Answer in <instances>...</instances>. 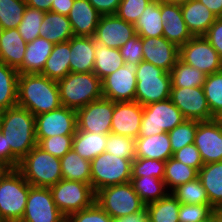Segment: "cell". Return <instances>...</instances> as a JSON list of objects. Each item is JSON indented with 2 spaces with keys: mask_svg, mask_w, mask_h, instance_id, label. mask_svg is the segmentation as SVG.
Instances as JSON below:
<instances>
[{
  "mask_svg": "<svg viewBox=\"0 0 222 222\" xmlns=\"http://www.w3.org/2000/svg\"><path fill=\"white\" fill-rule=\"evenodd\" d=\"M1 133L11 149V169L18 168L19 162L37 145L35 116L18 105L4 110Z\"/></svg>",
  "mask_w": 222,
  "mask_h": 222,
  "instance_id": "obj_1",
  "label": "cell"
},
{
  "mask_svg": "<svg viewBox=\"0 0 222 222\" xmlns=\"http://www.w3.org/2000/svg\"><path fill=\"white\" fill-rule=\"evenodd\" d=\"M17 105L34 116L56 110L62 106L57 81L36 74H19Z\"/></svg>",
  "mask_w": 222,
  "mask_h": 222,
  "instance_id": "obj_2",
  "label": "cell"
},
{
  "mask_svg": "<svg viewBox=\"0 0 222 222\" xmlns=\"http://www.w3.org/2000/svg\"><path fill=\"white\" fill-rule=\"evenodd\" d=\"M30 187L17 168L0 172V215L4 222L21 221Z\"/></svg>",
  "mask_w": 222,
  "mask_h": 222,
  "instance_id": "obj_3",
  "label": "cell"
},
{
  "mask_svg": "<svg viewBox=\"0 0 222 222\" xmlns=\"http://www.w3.org/2000/svg\"><path fill=\"white\" fill-rule=\"evenodd\" d=\"M57 85L62 106L76 111L103 97L101 80L94 72H70Z\"/></svg>",
  "mask_w": 222,
  "mask_h": 222,
  "instance_id": "obj_4",
  "label": "cell"
},
{
  "mask_svg": "<svg viewBox=\"0 0 222 222\" xmlns=\"http://www.w3.org/2000/svg\"><path fill=\"white\" fill-rule=\"evenodd\" d=\"M17 169L34 187H51L62 179L60 158L37 145L19 162Z\"/></svg>",
  "mask_w": 222,
  "mask_h": 222,
  "instance_id": "obj_5",
  "label": "cell"
},
{
  "mask_svg": "<svg viewBox=\"0 0 222 222\" xmlns=\"http://www.w3.org/2000/svg\"><path fill=\"white\" fill-rule=\"evenodd\" d=\"M135 101L146 106L170 98V73L150 62L141 61L136 71Z\"/></svg>",
  "mask_w": 222,
  "mask_h": 222,
  "instance_id": "obj_6",
  "label": "cell"
},
{
  "mask_svg": "<svg viewBox=\"0 0 222 222\" xmlns=\"http://www.w3.org/2000/svg\"><path fill=\"white\" fill-rule=\"evenodd\" d=\"M95 203L113 219L144 212L146 207L131 182L96 191Z\"/></svg>",
  "mask_w": 222,
  "mask_h": 222,
  "instance_id": "obj_7",
  "label": "cell"
},
{
  "mask_svg": "<svg viewBox=\"0 0 222 222\" xmlns=\"http://www.w3.org/2000/svg\"><path fill=\"white\" fill-rule=\"evenodd\" d=\"M132 161L107 152L95 157L90 161L93 191L131 182Z\"/></svg>",
  "mask_w": 222,
  "mask_h": 222,
  "instance_id": "obj_8",
  "label": "cell"
},
{
  "mask_svg": "<svg viewBox=\"0 0 222 222\" xmlns=\"http://www.w3.org/2000/svg\"><path fill=\"white\" fill-rule=\"evenodd\" d=\"M49 189L55 205L66 218L95 202V192L88 183L61 179Z\"/></svg>",
  "mask_w": 222,
  "mask_h": 222,
  "instance_id": "obj_9",
  "label": "cell"
},
{
  "mask_svg": "<svg viewBox=\"0 0 222 222\" xmlns=\"http://www.w3.org/2000/svg\"><path fill=\"white\" fill-rule=\"evenodd\" d=\"M184 120L181 111L172 103L170 98L143 106L138 137H150L163 132L168 133Z\"/></svg>",
  "mask_w": 222,
  "mask_h": 222,
  "instance_id": "obj_10",
  "label": "cell"
},
{
  "mask_svg": "<svg viewBox=\"0 0 222 222\" xmlns=\"http://www.w3.org/2000/svg\"><path fill=\"white\" fill-rule=\"evenodd\" d=\"M179 58L206 75L222 70V58L204 36L192 37L182 45Z\"/></svg>",
  "mask_w": 222,
  "mask_h": 222,
  "instance_id": "obj_11",
  "label": "cell"
},
{
  "mask_svg": "<svg viewBox=\"0 0 222 222\" xmlns=\"http://www.w3.org/2000/svg\"><path fill=\"white\" fill-rule=\"evenodd\" d=\"M20 222H66V217L55 205L49 187L31 186Z\"/></svg>",
  "mask_w": 222,
  "mask_h": 222,
  "instance_id": "obj_12",
  "label": "cell"
},
{
  "mask_svg": "<svg viewBox=\"0 0 222 222\" xmlns=\"http://www.w3.org/2000/svg\"><path fill=\"white\" fill-rule=\"evenodd\" d=\"M115 102L100 98L80 108L77 113V130L108 135L111 133V122Z\"/></svg>",
  "mask_w": 222,
  "mask_h": 222,
  "instance_id": "obj_13",
  "label": "cell"
},
{
  "mask_svg": "<svg viewBox=\"0 0 222 222\" xmlns=\"http://www.w3.org/2000/svg\"><path fill=\"white\" fill-rule=\"evenodd\" d=\"M37 143L54 135H74L77 130L76 110L60 108L35 116Z\"/></svg>",
  "mask_w": 222,
  "mask_h": 222,
  "instance_id": "obj_14",
  "label": "cell"
},
{
  "mask_svg": "<svg viewBox=\"0 0 222 222\" xmlns=\"http://www.w3.org/2000/svg\"><path fill=\"white\" fill-rule=\"evenodd\" d=\"M137 65H124L101 80L102 95L113 102L135 101Z\"/></svg>",
  "mask_w": 222,
  "mask_h": 222,
  "instance_id": "obj_15",
  "label": "cell"
},
{
  "mask_svg": "<svg viewBox=\"0 0 222 222\" xmlns=\"http://www.w3.org/2000/svg\"><path fill=\"white\" fill-rule=\"evenodd\" d=\"M170 99L185 119L197 121L214 119L203 87L171 88Z\"/></svg>",
  "mask_w": 222,
  "mask_h": 222,
  "instance_id": "obj_16",
  "label": "cell"
},
{
  "mask_svg": "<svg viewBox=\"0 0 222 222\" xmlns=\"http://www.w3.org/2000/svg\"><path fill=\"white\" fill-rule=\"evenodd\" d=\"M194 145L204 165L222 161V119L198 121Z\"/></svg>",
  "mask_w": 222,
  "mask_h": 222,
  "instance_id": "obj_17",
  "label": "cell"
},
{
  "mask_svg": "<svg viewBox=\"0 0 222 222\" xmlns=\"http://www.w3.org/2000/svg\"><path fill=\"white\" fill-rule=\"evenodd\" d=\"M136 35L134 24L128 23L115 15L101 16L96 27V43L108 48L120 49L129 39Z\"/></svg>",
  "mask_w": 222,
  "mask_h": 222,
  "instance_id": "obj_18",
  "label": "cell"
},
{
  "mask_svg": "<svg viewBox=\"0 0 222 222\" xmlns=\"http://www.w3.org/2000/svg\"><path fill=\"white\" fill-rule=\"evenodd\" d=\"M143 106L136 101L115 102L111 133L136 139L140 132Z\"/></svg>",
  "mask_w": 222,
  "mask_h": 222,
  "instance_id": "obj_19",
  "label": "cell"
},
{
  "mask_svg": "<svg viewBox=\"0 0 222 222\" xmlns=\"http://www.w3.org/2000/svg\"><path fill=\"white\" fill-rule=\"evenodd\" d=\"M143 61L170 72L179 60V47L165 37H142Z\"/></svg>",
  "mask_w": 222,
  "mask_h": 222,
  "instance_id": "obj_20",
  "label": "cell"
},
{
  "mask_svg": "<svg viewBox=\"0 0 222 222\" xmlns=\"http://www.w3.org/2000/svg\"><path fill=\"white\" fill-rule=\"evenodd\" d=\"M161 18L164 23L163 37L179 48L193 37L183 19L179 3L161 0Z\"/></svg>",
  "mask_w": 222,
  "mask_h": 222,
  "instance_id": "obj_21",
  "label": "cell"
},
{
  "mask_svg": "<svg viewBox=\"0 0 222 222\" xmlns=\"http://www.w3.org/2000/svg\"><path fill=\"white\" fill-rule=\"evenodd\" d=\"M101 16L88 0H74L68 15L74 36L94 37Z\"/></svg>",
  "mask_w": 222,
  "mask_h": 222,
  "instance_id": "obj_22",
  "label": "cell"
},
{
  "mask_svg": "<svg viewBox=\"0 0 222 222\" xmlns=\"http://www.w3.org/2000/svg\"><path fill=\"white\" fill-rule=\"evenodd\" d=\"M180 6L183 19L193 37L204 36L218 18L199 0H189Z\"/></svg>",
  "mask_w": 222,
  "mask_h": 222,
  "instance_id": "obj_23",
  "label": "cell"
},
{
  "mask_svg": "<svg viewBox=\"0 0 222 222\" xmlns=\"http://www.w3.org/2000/svg\"><path fill=\"white\" fill-rule=\"evenodd\" d=\"M95 48L94 37L73 36L70 39V72H93Z\"/></svg>",
  "mask_w": 222,
  "mask_h": 222,
  "instance_id": "obj_24",
  "label": "cell"
},
{
  "mask_svg": "<svg viewBox=\"0 0 222 222\" xmlns=\"http://www.w3.org/2000/svg\"><path fill=\"white\" fill-rule=\"evenodd\" d=\"M54 45L45 37H37L32 42H28L23 64L18 69L19 74L41 73Z\"/></svg>",
  "mask_w": 222,
  "mask_h": 222,
  "instance_id": "obj_25",
  "label": "cell"
},
{
  "mask_svg": "<svg viewBox=\"0 0 222 222\" xmlns=\"http://www.w3.org/2000/svg\"><path fill=\"white\" fill-rule=\"evenodd\" d=\"M26 44L17 28L3 30L0 36V62L18 70L23 64Z\"/></svg>",
  "mask_w": 222,
  "mask_h": 222,
  "instance_id": "obj_26",
  "label": "cell"
},
{
  "mask_svg": "<svg viewBox=\"0 0 222 222\" xmlns=\"http://www.w3.org/2000/svg\"><path fill=\"white\" fill-rule=\"evenodd\" d=\"M135 141V158H149L166 162L170 157H173L167 132L150 137H137Z\"/></svg>",
  "mask_w": 222,
  "mask_h": 222,
  "instance_id": "obj_27",
  "label": "cell"
},
{
  "mask_svg": "<svg viewBox=\"0 0 222 222\" xmlns=\"http://www.w3.org/2000/svg\"><path fill=\"white\" fill-rule=\"evenodd\" d=\"M39 33L40 37L54 44L68 41L74 36L68 16L53 11L45 12Z\"/></svg>",
  "mask_w": 222,
  "mask_h": 222,
  "instance_id": "obj_28",
  "label": "cell"
},
{
  "mask_svg": "<svg viewBox=\"0 0 222 222\" xmlns=\"http://www.w3.org/2000/svg\"><path fill=\"white\" fill-rule=\"evenodd\" d=\"M70 40L55 44L40 74L59 81L70 73Z\"/></svg>",
  "mask_w": 222,
  "mask_h": 222,
  "instance_id": "obj_29",
  "label": "cell"
},
{
  "mask_svg": "<svg viewBox=\"0 0 222 222\" xmlns=\"http://www.w3.org/2000/svg\"><path fill=\"white\" fill-rule=\"evenodd\" d=\"M198 178L206 190L210 205L215 208L222 205V161L203 165Z\"/></svg>",
  "mask_w": 222,
  "mask_h": 222,
  "instance_id": "obj_30",
  "label": "cell"
},
{
  "mask_svg": "<svg viewBox=\"0 0 222 222\" xmlns=\"http://www.w3.org/2000/svg\"><path fill=\"white\" fill-rule=\"evenodd\" d=\"M136 34L140 37L163 36L164 23L161 18V0H153L144 9L134 24Z\"/></svg>",
  "mask_w": 222,
  "mask_h": 222,
  "instance_id": "obj_31",
  "label": "cell"
},
{
  "mask_svg": "<svg viewBox=\"0 0 222 222\" xmlns=\"http://www.w3.org/2000/svg\"><path fill=\"white\" fill-rule=\"evenodd\" d=\"M107 135L76 130L72 149L82 158L92 161L105 152Z\"/></svg>",
  "mask_w": 222,
  "mask_h": 222,
  "instance_id": "obj_32",
  "label": "cell"
},
{
  "mask_svg": "<svg viewBox=\"0 0 222 222\" xmlns=\"http://www.w3.org/2000/svg\"><path fill=\"white\" fill-rule=\"evenodd\" d=\"M60 162L62 179L91 184V162L89 160L82 158L72 149L60 158Z\"/></svg>",
  "mask_w": 222,
  "mask_h": 222,
  "instance_id": "obj_33",
  "label": "cell"
},
{
  "mask_svg": "<svg viewBox=\"0 0 222 222\" xmlns=\"http://www.w3.org/2000/svg\"><path fill=\"white\" fill-rule=\"evenodd\" d=\"M179 209L180 203L171 192L145 207L149 222H179Z\"/></svg>",
  "mask_w": 222,
  "mask_h": 222,
  "instance_id": "obj_34",
  "label": "cell"
},
{
  "mask_svg": "<svg viewBox=\"0 0 222 222\" xmlns=\"http://www.w3.org/2000/svg\"><path fill=\"white\" fill-rule=\"evenodd\" d=\"M124 65L120 49L108 48L96 43L95 62L93 72L100 80L112 74Z\"/></svg>",
  "mask_w": 222,
  "mask_h": 222,
  "instance_id": "obj_35",
  "label": "cell"
},
{
  "mask_svg": "<svg viewBox=\"0 0 222 222\" xmlns=\"http://www.w3.org/2000/svg\"><path fill=\"white\" fill-rule=\"evenodd\" d=\"M19 72L17 69L0 62V109L17 105Z\"/></svg>",
  "mask_w": 222,
  "mask_h": 222,
  "instance_id": "obj_36",
  "label": "cell"
},
{
  "mask_svg": "<svg viewBox=\"0 0 222 222\" xmlns=\"http://www.w3.org/2000/svg\"><path fill=\"white\" fill-rule=\"evenodd\" d=\"M131 183L145 205L158 201L169 193L164 180L157 177H131Z\"/></svg>",
  "mask_w": 222,
  "mask_h": 222,
  "instance_id": "obj_37",
  "label": "cell"
},
{
  "mask_svg": "<svg viewBox=\"0 0 222 222\" xmlns=\"http://www.w3.org/2000/svg\"><path fill=\"white\" fill-rule=\"evenodd\" d=\"M198 177V171L184 163L170 157L165 162V170L163 180L167 190L172 192L179 185L193 181Z\"/></svg>",
  "mask_w": 222,
  "mask_h": 222,
  "instance_id": "obj_38",
  "label": "cell"
},
{
  "mask_svg": "<svg viewBox=\"0 0 222 222\" xmlns=\"http://www.w3.org/2000/svg\"><path fill=\"white\" fill-rule=\"evenodd\" d=\"M169 73L171 88L203 87L207 76L202 71L184 63L180 58Z\"/></svg>",
  "mask_w": 222,
  "mask_h": 222,
  "instance_id": "obj_39",
  "label": "cell"
},
{
  "mask_svg": "<svg viewBox=\"0 0 222 222\" xmlns=\"http://www.w3.org/2000/svg\"><path fill=\"white\" fill-rule=\"evenodd\" d=\"M203 90L211 114L222 119V70L206 76Z\"/></svg>",
  "mask_w": 222,
  "mask_h": 222,
  "instance_id": "obj_40",
  "label": "cell"
},
{
  "mask_svg": "<svg viewBox=\"0 0 222 222\" xmlns=\"http://www.w3.org/2000/svg\"><path fill=\"white\" fill-rule=\"evenodd\" d=\"M171 193L177 198L180 204L210 205L206 190L198 177L193 181L179 185Z\"/></svg>",
  "mask_w": 222,
  "mask_h": 222,
  "instance_id": "obj_41",
  "label": "cell"
},
{
  "mask_svg": "<svg viewBox=\"0 0 222 222\" xmlns=\"http://www.w3.org/2000/svg\"><path fill=\"white\" fill-rule=\"evenodd\" d=\"M27 4L25 0H0V26L3 30L18 28Z\"/></svg>",
  "mask_w": 222,
  "mask_h": 222,
  "instance_id": "obj_42",
  "label": "cell"
},
{
  "mask_svg": "<svg viewBox=\"0 0 222 222\" xmlns=\"http://www.w3.org/2000/svg\"><path fill=\"white\" fill-rule=\"evenodd\" d=\"M45 12L29 6L26 7L23 19L18 25V31L23 40L28 43L32 42L37 37H40L39 29L43 22Z\"/></svg>",
  "mask_w": 222,
  "mask_h": 222,
  "instance_id": "obj_43",
  "label": "cell"
},
{
  "mask_svg": "<svg viewBox=\"0 0 222 222\" xmlns=\"http://www.w3.org/2000/svg\"><path fill=\"white\" fill-rule=\"evenodd\" d=\"M198 121L185 119L181 124L168 132L172 152L194 143Z\"/></svg>",
  "mask_w": 222,
  "mask_h": 222,
  "instance_id": "obj_44",
  "label": "cell"
},
{
  "mask_svg": "<svg viewBox=\"0 0 222 222\" xmlns=\"http://www.w3.org/2000/svg\"><path fill=\"white\" fill-rule=\"evenodd\" d=\"M136 141L132 137L114 133L107 135L105 152L124 159H135Z\"/></svg>",
  "mask_w": 222,
  "mask_h": 222,
  "instance_id": "obj_45",
  "label": "cell"
},
{
  "mask_svg": "<svg viewBox=\"0 0 222 222\" xmlns=\"http://www.w3.org/2000/svg\"><path fill=\"white\" fill-rule=\"evenodd\" d=\"M165 161L149 158H135L132 161L131 177L151 176L163 180Z\"/></svg>",
  "mask_w": 222,
  "mask_h": 222,
  "instance_id": "obj_46",
  "label": "cell"
},
{
  "mask_svg": "<svg viewBox=\"0 0 222 222\" xmlns=\"http://www.w3.org/2000/svg\"><path fill=\"white\" fill-rule=\"evenodd\" d=\"M74 135H54L43 138L37 146L51 155L62 158L68 151L72 150Z\"/></svg>",
  "mask_w": 222,
  "mask_h": 222,
  "instance_id": "obj_47",
  "label": "cell"
},
{
  "mask_svg": "<svg viewBox=\"0 0 222 222\" xmlns=\"http://www.w3.org/2000/svg\"><path fill=\"white\" fill-rule=\"evenodd\" d=\"M153 0H121L116 15L128 23L135 24L146 6Z\"/></svg>",
  "mask_w": 222,
  "mask_h": 222,
  "instance_id": "obj_48",
  "label": "cell"
},
{
  "mask_svg": "<svg viewBox=\"0 0 222 222\" xmlns=\"http://www.w3.org/2000/svg\"><path fill=\"white\" fill-rule=\"evenodd\" d=\"M66 222H113V218L94 202L90 207L68 216Z\"/></svg>",
  "mask_w": 222,
  "mask_h": 222,
  "instance_id": "obj_49",
  "label": "cell"
},
{
  "mask_svg": "<svg viewBox=\"0 0 222 222\" xmlns=\"http://www.w3.org/2000/svg\"><path fill=\"white\" fill-rule=\"evenodd\" d=\"M211 205L180 204L178 219L179 222H199L208 218L213 213Z\"/></svg>",
  "mask_w": 222,
  "mask_h": 222,
  "instance_id": "obj_50",
  "label": "cell"
},
{
  "mask_svg": "<svg viewBox=\"0 0 222 222\" xmlns=\"http://www.w3.org/2000/svg\"><path fill=\"white\" fill-rule=\"evenodd\" d=\"M120 52L124 62L138 65L143 60L142 37L136 34L120 48Z\"/></svg>",
  "mask_w": 222,
  "mask_h": 222,
  "instance_id": "obj_51",
  "label": "cell"
},
{
  "mask_svg": "<svg viewBox=\"0 0 222 222\" xmlns=\"http://www.w3.org/2000/svg\"><path fill=\"white\" fill-rule=\"evenodd\" d=\"M173 158L184 163L185 165L195 168L197 171L204 165L200 152L194 145L189 144L181 148L180 150L173 153Z\"/></svg>",
  "mask_w": 222,
  "mask_h": 222,
  "instance_id": "obj_52",
  "label": "cell"
},
{
  "mask_svg": "<svg viewBox=\"0 0 222 222\" xmlns=\"http://www.w3.org/2000/svg\"><path fill=\"white\" fill-rule=\"evenodd\" d=\"M204 37L222 58V17L215 20Z\"/></svg>",
  "mask_w": 222,
  "mask_h": 222,
  "instance_id": "obj_53",
  "label": "cell"
},
{
  "mask_svg": "<svg viewBox=\"0 0 222 222\" xmlns=\"http://www.w3.org/2000/svg\"><path fill=\"white\" fill-rule=\"evenodd\" d=\"M103 15H115L121 0H88Z\"/></svg>",
  "mask_w": 222,
  "mask_h": 222,
  "instance_id": "obj_54",
  "label": "cell"
},
{
  "mask_svg": "<svg viewBox=\"0 0 222 222\" xmlns=\"http://www.w3.org/2000/svg\"><path fill=\"white\" fill-rule=\"evenodd\" d=\"M0 166L3 169H11V149L7 146L5 136L0 131Z\"/></svg>",
  "mask_w": 222,
  "mask_h": 222,
  "instance_id": "obj_55",
  "label": "cell"
},
{
  "mask_svg": "<svg viewBox=\"0 0 222 222\" xmlns=\"http://www.w3.org/2000/svg\"><path fill=\"white\" fill-rule=\"evenodd\" d=\"M74 0H54L51 5V11L68 16Z\"/></svg>",
  "mask_w": 222,
  "mask_h": 222,
  "instance_id": "obj_56",
  "label": "cell"
},
{
  "mask_svg": "<svg viewBox=\"0 0 222 222\" xmlns=\"http://www.w3.org/2000/svg\"><path fill=\"white\" fill-rule=\"evenodd\" d=\"M53 1L54 0H25L27 6L43 12L51 11V5Z\"/></svg>",
  "mask_w": 222,
  "mask_h": 222,
  "instance_id": "obj_57",
  "label": "cell"
},
{
  "mask_svg": "<svg viewBox=\"0 0 222 222\" xmlns=\"http://www.w3.org/2000/svg\"><path fill=\"white\" fill-rule=\"evenodd\" d=\"M113 222H149L147 212H138L125 217L113 219Z\"/></svg>",
  "mask_w": 222,
  "mask_h": 222,
  "instance_id": "obj_58",
  "label": "cell"
},
{
  "mask_svg": "<svg viewBox=\"0 0 222 222\" xmlns=\"http://www.w3.org/2000/svg\"><path fill=\"white\" fill-rule=\"evenodd\" d=\"M218 18L222 17V0H199Z\"/></svg>",
  "mask_w": 222,
  "mask_h": 222,
  "instance_id": "obj_59",
  "label": "cell"
},
{
  "mask_svg": "<svg viewBox=\"0 0 222 222\" xmlns=\"http://www.w3.org/2000/svg\"><path fill=\"white\" fill-rule=\"evenodd\" d=\"M215 222H222V205L213 209Z\"/></svg>",
  "mask_w": 222,
  "mask_h": 222,
  "instance_id": "obj_60",
  "label": "cell"
},
{
  "mask_svg": "<svg viewBox=\"0 0 222 222\" xmlns=\"http://www.w3.org/2000/svg\"><path fill=\"white\" fill-rule=\"evenodd\" d=\"M199 222H215L214 214L212 213L208 218H206L202 221H199Z\"/></svg>",
  "mask_w": 222,
  "mask_h": 222,
  "instance_id": "obj_61",
  "label": "cell"
},
{
  "mask_svg": "<svg viewBox=\"0 0 222 222\" xmlns=\"http://www.w3.org/2000/svg\"><path fill=\"white\" fill-rule=\"evenodd\" d=\"M162 1H166V2H172V3H183V2H187L189 0H162Z\"/></svg>",
  "mask_w": 222,
  "mask_h": 222,
  "instance_id": "obj_62",
  "label": "cell"
},
{
  "mask_svg": "<svg viewBox=\"0 0 222 222\" xmlns=\"http://www.w3.org/2000/svg\"><path fill=\"white\" fill-rule=\"evenodd\" d=\"M3 113H4V111L0 109V129H1Z\"/></svg>",
  "mask_w": 222,
  "mask_h": 222,
  "instance_id": "obj_63",
  "label": "cell"
},
{
  "mask_svg": "<svg viewBox=\"0 0 222 222\" xmlns=\"http://www.w3.org/2000/svg\"><path fill=\"white\" fill-rule=\"evenodd\" d=\"M2 31H3V29H2L1 26H0V36H1Z\"/></svg>",
  "mask_w": 222,
  "mask_h": 222,
  "instance_id": "obj_64",
  "label": "cell"
},
{
  "mask_svg": "<svg viewBox=\"0 0 222 222\" xmlns=\"http://www.w3.org/2000/svg\"><path fill=\"white\" fill-rule=\"evenodd\" d=\"M0 222H4V220L2 219L1 215H0Z\"/></svg>",
  "mask_w": 222,
  "mask_h": 222,
  "instance_id": "obj_65",
  "label": "cell"
}]
</instances>
